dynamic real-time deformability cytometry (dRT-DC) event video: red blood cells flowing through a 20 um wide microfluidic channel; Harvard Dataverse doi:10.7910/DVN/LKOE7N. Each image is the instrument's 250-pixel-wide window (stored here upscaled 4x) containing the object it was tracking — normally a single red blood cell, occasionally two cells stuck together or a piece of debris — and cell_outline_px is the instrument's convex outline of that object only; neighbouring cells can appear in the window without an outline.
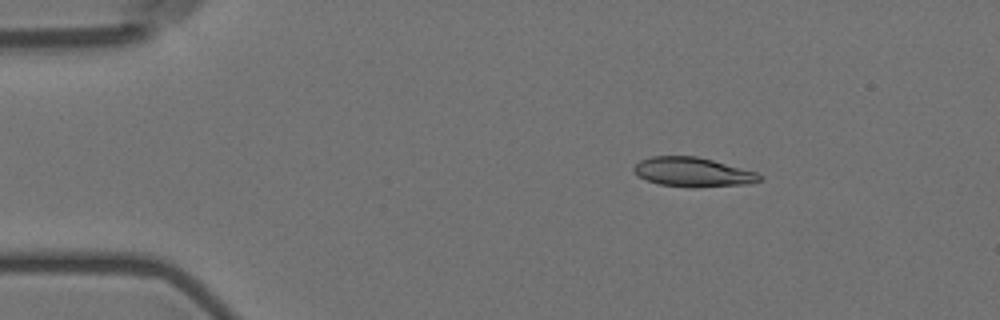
{"species": "Egyptian fruit bat (a non-hibernating species)", "species_latin": "Rousettus aegyptiacus", "temperature_condition": "room temperature", "stored_images_in_passage": 4, "camera_frame_rate_fps": 3000, "um_per_image_px": 0.085, "animal": {"sex": "female"}, "frame": {"image": 1, "passage_image": 2, "time_ms": 1.0, "image_size_px": [1000, 320], "cell_outline_px": [[760, 180], [748, 184], [692, 188], [660, 184], [648, 180], [640, 176], [632, 168], [640, 160], [652, 156], [696, 156], [712, 160], [756, 172], [760, 176]], "centroid_in_image_um": [58.88, 14.63], "position_along_channel_um": 26.1, "area_um2": 21.21}}